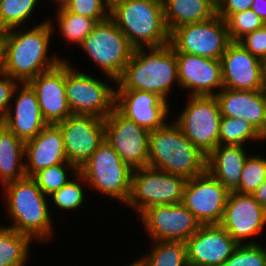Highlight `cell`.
<instances>
[{"mask_svg":"<svg viewBox=\"0 0 266 266\" xmlns=\"http://www.w3.org/2000/svg\"><path fill=\"white\" fill-rule=\"evenodd\" d=\"M27 27L12 28L5 31L3 40V69L2 73L27 83L41 72L57 66L65 58L52 54L48 56L49 44L54 31L53 22L46 21Z\"/></svg>","mask_w":266,"mask_h":266,"instance_id":"6da1fadb","label":"cell"},{"mask_svg":"<svg viewBox=\"0 0 266 266\" xmlns=\"http://www.w3.org/2000/svg\"><path fill=\"white\" fill-rule=\"evenodd\" d=\"M5 211L11 225H4L37 239L47 242L53 238L51 208L45 195L32 177H24L3 186ZM50 208V209H49ZM50 211V212H49Z\"/></svg>","mask_w":266,"mask_h":266,"instance_id":"7a4b0ae2","label":"cell"},{"mask_svg":"<svg viewBox=\"0 0 266 266\" xmlns=\"http://www.w3.org/2000/svg\"><path fill=\"white\" fill-rule=\"evenodd\" d=\"M175 82L179 85L176 51L168 44L134 49L115 84L116 90L147 91L167 101Z\"/></svg>","mask_w":266,"mask_h":266,"instance_id":"3957f363","label":"cell"},{"mask_svg":"<svg viewBox=\"0 0 266 266\" xmlns=\"http://www.w3.org/2000/svg\"><path fill=\"white\" fill-rule=\"evenodd\" d=\"M110 18L134 49L170 44L162 0H112Z\"/></svg>","mask_w":266,"mask_h":266,"instance_id":"277c9868","label":"cell"},{"mask_svg":"<svg viewBox=\"0 0 266 266\" xmlns=\"http://www.w3.org/2000/svg\"><path fill=\"white\" fill-rule=\"evenodd\" d=\"M150 131L148 167L189 180L206 171L205 156L173 122Z\"/></svg>","mask_w":266,"mask_h":266,"instance_id":"5b68a950","label":"cell"},{"mask_svg":"<svg viewBox=\"0 0 266 266\" xmlns=\"http://www.w3.org/2000/svg\"><path fill=\"white\" fill-rule=\"evenodd\" d=\"M80 49L100 68L103 75L114 81L122 75L134 48L109 17L98 22L79 45Z\"/></svg>","mask_w":266,"mask_h":266,"instance_id":"8992f818","label":"cell"},{"mask_svg":"<svg viewBox=\"0 0 266 266\" xmlns=\"http://www.w3.org/2000/svg\"><path fill=\"white\" fill-rule=\"evenodd\" d=\"M132 172L106 140L79 169L91 190L124 204L130 195Z\"/></svg>","mask_w":266,"mask_h":266,"instance_id":"52a82bcc","label":"cell"},{"mask_svg":"<svg viewBox=\"0 0 266 266\" xmlns=\"http://www.w3.org/2000/svg\"><path fill=\"white\" fill-rule=\"evenodd\" d=\"M65 59L66 97L72 114L105 119L115 108L116 85L78 71Z\"/></svg>","mask_w":266,"mask_h":266,"instance_id":"ba28073f","label":"cell"},{"mask_svg":"<svg viewBox=\"0 0 266 266\" xmlns=\"http://www.w3.org/2000/svg\"><path fill=\"white\" fill-rule=\"evenodd\" d=\"M187 180L150 167L135 169L126 204L141 214L153 205L181 204ZM138 211V212H137Z\"/></svg>","mask_w":266,"mask_h":266,"instance_id":"9c48e42d","label":"cell"},{"mask_svg":"<svg viewBox=\"0 0 266 266\" xmlns=\"http://www.w3.org/2000/svg\"><path fill=\"white\" fill-rule=\"evenodd\" d=\"M187 105L173 122L208 156L219 145L221 112L215 96H188Z\"/></svg>","mask_w":266,"mask_h":266,"instance_id":"30bf717a","label":"cell"},{"mask_svg":"<svg viewBox=\"0 0 266 266\" xmlns=\"http://www.w3.org/2000/svg\"><path fill=\"white\" fill-rule=\"evenodd\" d=\"M226 21L219 15L210 20L189 23L170 33V45L176 53L220 60L231 43Z\"/></svg>","mask_w":266,"mask_h":266,"instance_id":"8fae6325","label":"cell"},{"mask_svg":"<svg viewBox=\"0 0 266 266\" xmlns=\"http://www.w3.org/2000/svg\"><path fill=\"white\" fill-rule=\"evenodd\" d=\"M105 140L132 170L148 166L150 131L116 108L104 119Z\"/></svg>","mask_w":266,"mask_h":266,"instance_id":"7c38bea8","label":"cell"},{"mask_svg":"<svg viewBox=\"0 0 266 266\" xmlns=\"http://www.w3.org/2000/svg\"><path fill=\"white\" fill-rule=\"evenodd\" d=\"M139 216L151 241L186 242L201 226L182 203L153 205Z\"/></svg>","mask_w":266,"mask_h":266,"instance_id":"4fadbf2b","label":"cell"},{"mask_svg":"<svg viewBox=\"0 0 266 266\" xmlns=\"http://www.w3.org/2000/svg\"><path fill=\"white\" fill-rule=\"evenodd\" d=\"M229 191L207 170L187 180L182 204L200 224H220Z\"/></svg>","mask_w":266,"mask_h":266,"instance_id":"5bb4252c","label":"cell"},{"mask_svg":"<svg viewBox=\"0 0 266 266\" xmlns=\"http://www.w3.org/2000/svg\"><path fill=\"white\" fill-rule=\"evenodd\" d=\"M220 225L238 244H259L253 238L263 233L261 231L266 226V210L252 194L232 191L228 195Z\"/></svg>","mask_w":266,"mask_h":266,"instance_id":"9a60e30c","label":"cell"},{"mask_svg":"<svg viewBox=\"0 0 266 266\" xmlns=\"http://www.w3.org/2000/svg\"><path fill=\"white\" fill-rule=\"evenodd\" d=\"M57 125L63 135L68 162L78 169L105 140L104 119L92 115L72 114Z\"/></svg>","mask_w":266,"mask_h":266,"instance_id":"2e32d148","label":"cell"},{"mask_svg":"<svg viewBox=\"0 0 266 266\" xmlns=\"http://www.w3.org/2000/svg\"><path fill=\"white\" fill-rule=\"evenodd\" d=\"M238 245L220 224H201L186 241L188 266H222Z\"/></svg>","mask_w":266,"mask_h":266,"instance_id":"e0dca14e","label":"cell"},{"mask_svg":"<svg viewBox=\"0 0 266 266\" xmlns=\"http://www.w3.org/2000/svg\"><path fill=\"white\" fill-rule=\"evenodd\" d=\"M176 59L179 87L189 90L187 96H215L223 89L220 60L186 53H176Z\"/></svg>","mask_w":266,"mask_h":266,"instance_id":"ac0fdd59","label":"cell"},{"mask_svg":"<svg viewBox=\"0 0 266 266\" xmlns=\"http://www.w3.org/2000/svg\"><path fill=\"white\" fill-rule=\"evenodd\" d=\"M170 103L155 93L141 90H116L115 108L139 126L152 131L163 127L170 113Z\"/></svg>","mask_w":266,"mask_h":266,"instance_id":"d6986e66","label":"cell"},{"mask_svg":"<svg viewBox=\"0 0 266 266\" xmlns=\"http://www.w3.org/2000/svg\"><path fill=\"white\" fill-rule=\"evenodd\" d=\"M223 88L234 90L265 89L262 60L253 56L238 42H231L220 58Z\"/></svg>","mask_w":266,"mask_h":266,"instance_id":"ffe728a7","label":"cell"},{"mask_svg":"<svg viewBox=\"0 0 266 266\" xmlns=\"http://www.w3.org/2000/svg\"><path fill=\"white\" fill-rule=\"evenodd\" d=\"M35 91L40 110L48 124H57L72 115L65 89V60L27 82Z\"/></svg>","mask_w":266,"mask_h":266,"instance_id":"44dd1931","label":"cell"},{"mask_svg":"<svg viewBox=\"0 0 266 266\" xmlns=\"http://www.w3.org/2000/svg\"><path fill=\"white\" fill-rule=\"evenodd\" d=\"M12 97H15L14 105H10L2 124L26 142L34 138L48 123L42 116L36 93L28 83H18Z\"/></svg>","mask_w":266,"mask_h":266,"instance_id":"7402d4cb","label":"cell"},{"mask_svg":"<svg viewBox=\"0 0 266 266\" xmlns=\"http://www.w3.org/2000/svg\"><path fill=\"white\" fill-rule=\"evenodd\" d=\"M25 156L27 177H32L41 169L68 162L60 127L47 124L34 138L26 141Z\"/></svg>","mask_w":266,"mask_h":266,"instance_id":"603a6c76","label":"cell"},{"mask_svg":"<svg viewBox=\"0 0 266 266\" xmlns=\"http://www.w3.org/2000/svg\"><path fill=\"white\" fill-rule=\"evenodd\" d=\"M215 97L222 117L242 118L260 130L266 113V89L248 91L223 88Z\"/></svg>","mask_w":266,"mask_h":266,"instance_id":"cb8c5ba5","label":"cell"},{"mask_svg":"<svg viewBox=\"0 0 266 266\" xmlns=\"http://www.w3.org/2000/svg\"><path fill=\"white\" fill-rule=\"evenodd\" d=\"M243 145H218L208 156L206 170L229 192L239 187L243 165L249 154Z\"/></svg>","mask_w":266,"mask_h":266,"instance_id":"d4e9b609","label":"cell"},{"mask_svg":"<svg viewBox=\"0 0 266 266\" xmlns=\"http://www.w3.org/2000/svg\"><path fill=\"white\" fill-rule=\"evenodd\" d=\"M25 142L0 123V182L2 187L26 177Z\"/></svg>","mask_w":266,"mask_h":266,"instance_id":"484cf974","label":"cell"},{"mask_svg":"<svg viewBox=\"0 0 266 266\" xmlns=\"http://www.w3.org/2000/svg\"><path fill=\"white\" fill-rule=\"evenodd\" d=\"M162 3L170 33L181 25L204 22L216 15V8L208 0H162Z\"/></svg>","mask_w":266,"mask_h":266,"instance_id":"4316f807","label":"cell"},{"mask_svg":"<svg viewBox=\"0 0 266 266\" xmlns=\"http://www.w3.org/2000/svg\"><path fill=\"white\" fill-rule=\"evenodd\" d=\"M33 239L0 225V266H26Z\"/></svg>","mask_w":266,"mask_h":266,"instance_id":"83f0119b","label":"cell"},{"mask_svg":"<svg viewBox=\"0 0 266 266\" xmlns=\"http://www.w3.org/2000/svg\"><path fill=\"white\" fill-rule=\"evenodd\" d=\"M146 256L136 261L140 266H188L186 242L152 241Z\"/></svg>","mask_w":266,"mask_h":266,"instance_id":"f1b7e54d","label":"cell"},{"mask_svg":"<svg viewBox=\"0 0 266 266\" xmlns=\"http://www.w3.org/2000/svg\"><path fill=\"white\" fill-rule=\"evenodd\" d=\"M57 23L62 37L80 45L98 23L95 19L69 12L64 6L56 7Z\"/></svg>","mask_w":266,"mask_h":266,"instance_id":"f546056e","label":"cell"},{"mask_svg":"<svg viewBox=\"0 0 266 266\" xmlns=\"http://www.w3.org/2000/svg\"><path fill=\"white\" fill-rule=\"evenodd\" d=\"M249 141H260L258 130L242 118L221 117L219 145H245Z\"/></svg>","mask_w":266,"mask_h":266,"instance_id":"4dcf8cb0","label":"cell"},{"mask_svg":"<svg viewBox=\"0 0 266 266\" xmlns=\"http://www.w3.org/2000/svg\"><path fill=\"white\" fill-rule=\"evenodd\" d=\"M78 172L79 169L76 166L69 162H65L41 169L35 173L32 178L36 181L42 192L50 196L71 180L69 176L74 178Z\"/></svg>","mask_w":266,"mask_h":266,"instance_id":"1f68e13d","label":"cell"},{"mask_svg":"<svg viewBox=\"0 0 266 266\" xmlns=\"http://www.w3.org/2000/svg\"><path fill=\"white\" fill-rule=\"evenodd\" d=\"M39 0H1L0 30L21 27L32 16Z\"/></svg>","mask_w":266,"mask_h":266,"instance_id":"d6a6232c","label":"cell"},{"mask_svg":"<svg viewBox=\"0 0 266 266\" xmlns=\"http://www.w3.org/2000/svg\"><path fill=\"white\" fill-rule=\"evenodd\" d=\"M76 177V178H75ZM74 179L66 183L62 188L53 192L49 198L51 202L64 211H74L79 209L85 200L84 184H87L83 176L78 172L75 175ZM81 181V182H80Z\"/></svg>","mask_w":266,"mask_h":266,"instance_id":"836d02e7","label":"cell"},{"mask_svg":"<svg viewBox=\"0 0 266 266\" xmlns=\"http://www.w3.org/2000/svg\"><path fill=\"white\" fill-rule=\"evenodd\" d=\"M266 180V158L256 155H250L246 159L239 187L236 192L243 194H253L258 187Z\"/></svg>","mask_w":266,"mask_h":266,"instance_id":"e575fe53","label":"cell"},{"mask_svg":"<svg viewBox=\"0 0 266 266\" xmlns=\"http://www.w3.org/2000/svg\"><path fill=\"white\" fill-rule=\"evenodd\" d=\"M225 21L232 42H238L246 34L265 24L251 9L231 14Z\"/></svg>","mask_w":266,"mask_h":266,"instance_id":"d590c367","label":"cell"},{"mask_svg":"<svg viewBox=\"0 0 266 266\" xmlns=\"http://www.w3.org/2000/svg\"><path fill=\"white\" fill-rule=\"evenodd\" d=\"M222 266H266V248L262 244H239Z\"/></svg>","mask_w":266,"mask_h":266,"instance_id":"8d00e7d4","label":"cell"},{"mask_svg":"<svg viewBox=\"0 0 266 266\" xmlns=\"http://www.w3.org/2000/svg\"><path fill=\"white\" fill-rule=\"evenodd\" d=\"M64 7L74 14L95 19L97 22L110 17L109 0H69Z\"/></svg>","mask_w":266,"mask_h":266,"instance_id":"74e56055","label":"cell"},{"mask_svg":"<svg viewBox=\"0 0 266 266\" xmlns=\"http://www.w3.org/2000/svg\"><path fill=\"white\" fill-rule=\"evenodd\" d=\"M238 43L253 56L263 60L266 57V24L255 31L246 34Z\"/></svg>","mask_w":266,"mask_h":266,"instance_id":"f35d334b","label":"cell"},{"mask_svg":"<svg viewBox=\"0 0 266 266\" xmlns=\"http://www.w3.org/2000/svg\"><path fill=\"white\" fill-rule=\"evenodd\" d=\"M18 83L17 80L0 72V123H3L10 105L13 104L11 99Z\"/></svg>","mask_w":266,"mask_h":266,"instance_id":"ab89813d","label":"cell"},{"mask_svg":"<svg viewBox=\"0 0 266 266\" xmlns=\"http://www.w3.org/2000/svg\"><path fill=\"white\" fill-rule=\"evenodd\" d=\"M254 0H219L216 14L226 20L231 14L249 10Z\"/></svg>","mask_w":266,"mask_h":266,"instance_id":"60d3db41","label":"cell"},{"mask_svg":"<svg viewBox=\"0 0 266 266\" xmlns=\"http://www.w3.org/2000/svg\"><path fill=\"white\" fill-rule=\"evenodd\" d=\"M251 10L266 24V0H254Z\"/></svg>","mask_w":266,"mask_h":266,"instance_id":"b9f144b4","label":"cell"},{"mask_svg":"<svg viewBox=\"0 0 266 266\" xmlns=\"http://www.w3.org/2000/svg\"><path fill=\"white\" fill-rule=\"evenodd\" d=\"M257 202L266 210V180L252 194Z\"/></svg>","mask_w":266,"mask_h":266,"instance_id":"7bdbcfd3","label":"cell"},{"mask_svg":"<svg viewBox=\"0 0 266 266\" xmlns=\"http://www.w3.org/2000/svg\"><path fill=\"white\" fill-rule=\"evenodd\" d=\"M5 30H0V72L3 69V40H4Z\"/></svg>","mask_w":266,"mask_h":266,"instance_id":"ee69618b","label":"cell"},{"mask_svg":"<svg viewBox=\"0 0 266 266\" xmlns=\"http://www.w3.org/2000/svg\"><path fill=\"white\" fill-rule=\"evenodd\" d=\"M258 134H259L260 140H262V141L266 140V113H265L263 125L260 128V130L258 131Z\"/></svg>","mask_w":266,"mask_h":266,"instance_id":"f6af8a7d","label":"cell"},{"mask_svg":"<svg viewBox=\"0 0 266 266\" xmlns=\"http://www.w3.org/2000/svg\"><path fill=\"white\" fill-rule=\"evenodd\" d=\"M262 79L266 89V57L262 60Z\"/></svg>","mask_w":266,"mask_h":266,"instance_id":"bcb514c9","label":"cell"},{"mask_svg":"<svg viewBox=\"0 0 266 266\" xmlns=\"http://www.w3.org/2000/svg\"><path fill=\"white\" fill-rule=\"evenodd\" d=\"M58 6H64L69 0H54Z\"/></svg>","mask_w":266,"mask_h":266,"instance_id":"7dc6e473","label":"cell"},{"mask_svg":"<svg viewBox=\"0 0 266 266\" xmlns=\"http://www.w3.org/2000/svg\"><path fill=\"white\" fill-rule=\"evenodd\" d=\"M215 8H217L219 0H208Z\"/></svg>","mask_w":266,"mask_h":266,"instance_id":"c3c4849f","label":"cell"},{"mask_svg":"<svg viewBox=\"0 0 266 266\" xmlns=\"http://www.w3.org/2000/svg\"><path fill=\"white\" fill-rule=\"evenodd\" d=\"M125 266V265H124ZM127 266V265H126ZM128 266H140L139 263L135 260L133 262H130Z\"/></svg>","mask_w":266,"mask_h":266,"instance_id":"681fc988","label":"cell"}]
</instances>
